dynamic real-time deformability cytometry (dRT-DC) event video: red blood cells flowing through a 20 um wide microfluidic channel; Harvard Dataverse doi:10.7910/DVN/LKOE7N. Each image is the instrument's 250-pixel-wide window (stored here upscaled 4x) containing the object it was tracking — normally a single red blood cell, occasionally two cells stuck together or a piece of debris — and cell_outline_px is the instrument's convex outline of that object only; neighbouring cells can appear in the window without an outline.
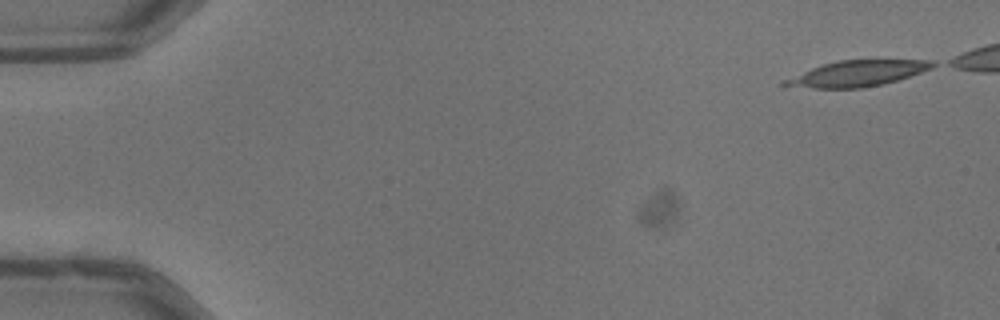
{"species": "common noctule bat (a hibernating species)", "species_latin": "Nyctalus noctula", "temperature_condition": "warm", "stored_images_in_passage": 9, "camera_frame_rate_fps": 3000, "um_per_image_px": 0.085, "animal": {"sex": "male", "body_mass_g": 13.3}, "frame": {"image": 1, "passage_image": 1, "time_ms": 0.0, "image_size_px": [1000, 320], "cell_outline_px": [[940, 64], [932, 68], [896, 80], [880, 84], [860, 88], [816, 88], [780, 84], [784, 80], [812, 68], [824, 64], [840, 60], [936, 60]], "centroid_in_image_um": [72.96, 6.23], "position_along_channel_um": 12.0, "area_um2": 21.68}}